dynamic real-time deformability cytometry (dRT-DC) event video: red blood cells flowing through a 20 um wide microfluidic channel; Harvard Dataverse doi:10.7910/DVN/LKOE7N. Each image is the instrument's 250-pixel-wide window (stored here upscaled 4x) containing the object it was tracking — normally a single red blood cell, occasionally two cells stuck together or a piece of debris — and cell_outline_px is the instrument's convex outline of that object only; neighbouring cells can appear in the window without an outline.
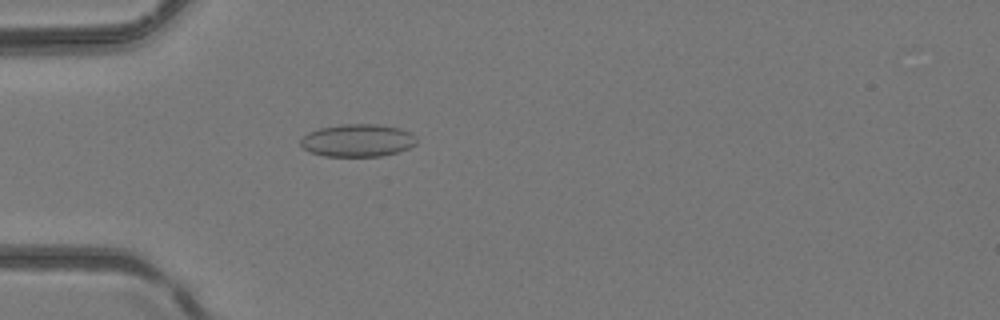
{"species": "common noctule bat (a hibernating species)", "species_latin": "Nyctalus noctula", "temperature_condition": "room temperature", "stored_images_in_passage": 4, "camera_frame_rate_fps": 3000, "um_per_image_px": 0.085, "animal": {"sex": "female", "body_mass_g": 24.6, "forearm_length_mm": 56.2}, "frame": {"image": 1, "passage_image": 4, "time_ms": 1.0, "image_size_px": [1000, 320], "cell_outline_px": [[416, 144], [408, 148], [396, 152], [380, 156], [324, 156], [308, 152], [300, 144], [300, 140], [308, 132], [320, 128], [344, 124], [376, 124], [400, 128], [412, 132], [416, 136]], "centroid_in_image_um": [30.4, 11.93], "position_along_channel_um": 54.6, "area_um2": 22.08}}